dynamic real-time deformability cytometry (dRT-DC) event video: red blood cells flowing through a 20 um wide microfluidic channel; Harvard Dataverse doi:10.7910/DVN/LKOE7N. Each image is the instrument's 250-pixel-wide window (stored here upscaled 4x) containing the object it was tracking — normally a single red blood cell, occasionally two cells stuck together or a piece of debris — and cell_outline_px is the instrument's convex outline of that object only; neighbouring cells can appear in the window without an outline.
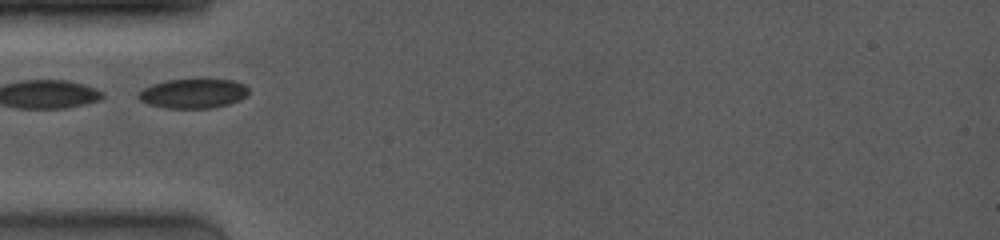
{"species": "common noctule bat (a hibernating species)", "species_latin": "Nyctalus noctula", "temperature_condition": "room temperature", "stored_images_in_passage": 2, "camera_frame_rate_fps": 4000, "um_per_image_px": 0.085, "animal": {"sex": "female", "body_mass_g": 19.0, "forearm_length_mm": 53.3}, "frame": {"image": 1, "passage_image": 1, "time_ms": 0.0, "image_size_px": [1000, 240], "cell_outline_px": [[248, 96], [240, 100], [228, 104], [212, 108], [164, 108], [148, 104], [140, 100], [136, 96], [136, 92], [152, 84], [168, 80], [232, 80], [244, 84], [248, 88]], "centroid_in_image_um": [16.4, 7.96], "position_along_channel_um": 68.6, "area_um2": 18.96}}